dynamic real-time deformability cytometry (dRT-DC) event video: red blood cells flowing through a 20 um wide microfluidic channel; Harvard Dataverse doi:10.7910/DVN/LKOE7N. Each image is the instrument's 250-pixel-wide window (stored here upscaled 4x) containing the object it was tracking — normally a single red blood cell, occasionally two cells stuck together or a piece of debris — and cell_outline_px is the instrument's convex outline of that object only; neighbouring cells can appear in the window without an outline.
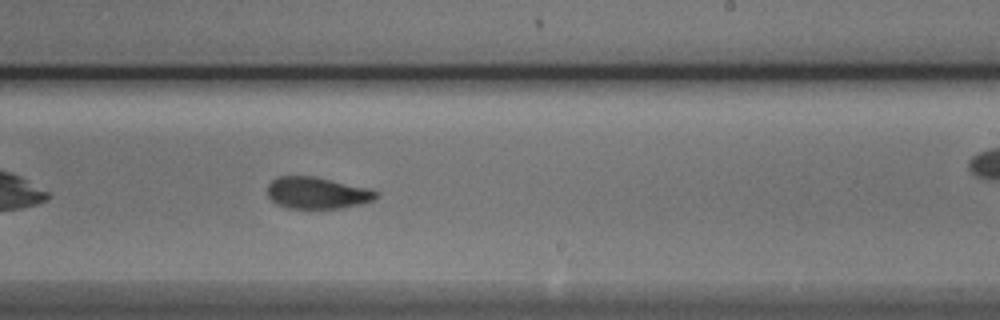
{"species": "Egyptian fruit bat (a non-hibernating species)", "species_latin": "Rousettus aegyptiacus", "temperature_condition": "cold", "stored_images_in_passage": 38, "camera_frame_rate_fps": 3000, "um_per_image_px": 0.085, "animal": {"sex": "male"}, "frame": {"image": 1, "passage_image": 17, "time_ms": 5.333, "image_size_px": [1000, 320], "cell_outline_px": [[380, 196], [364, 204], [340, 208], [288, 208], [276, 204], [268, 196], [268, 184], [276, 176], [312, 176], [372, 188], [380, 192]], "centroid_in_image_um": [27.01, 16.39], "position_along_channel_um": 262.0, "area_um2": 20.35}, "authors_computed_cell_mechanics": {"area_um2": 20.8658, "velocity_mm_per_s": 3.8626, "shape_relaxation_time_tau1_ms": 4.2851, "shape_relaxation_time_tau2_ms": 1.994, "deformation_change_tau1": 0.1419, "deformation_change_tau2": 0.0866}}